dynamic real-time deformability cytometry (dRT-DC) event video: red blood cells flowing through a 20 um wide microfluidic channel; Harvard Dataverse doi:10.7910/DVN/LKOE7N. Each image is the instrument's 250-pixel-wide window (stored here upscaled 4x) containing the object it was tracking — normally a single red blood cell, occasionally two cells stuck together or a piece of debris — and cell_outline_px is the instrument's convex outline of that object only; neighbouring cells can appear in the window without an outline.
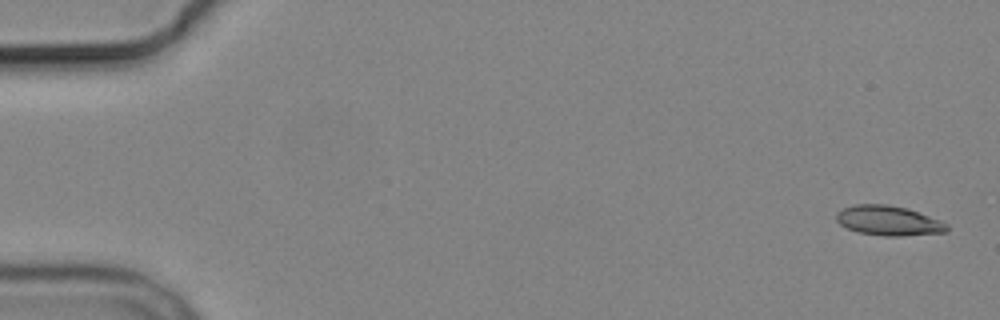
{"species": "common noctule bat (a hibernating species)", "species_latin": "Nyctalus noctula", "temperature_condition": "cold", "stored_images_in_passage": 5, "camera_frame_rate_fps": 3000, "um_per_image_px": 0.085, "animal": {"sex": "male", "body_mass_g": 19.2, "forearm_length_mm": 51.8}, "frame": {"image": 1, "passage_image": 1, "time_ms": 0.0, "image_size_px": [1000, 320], "cell_outline_px": [[948, 232], [900, 236], [884, 236], [860, 232], [848, 228], [840, 224], [836, 220], [836, 212], [844, 208], [856, 204], [888, 204], [908, 208], [940, 220], [948, 224]], "centroid_in_image_um": [75.55, 18.75], "position_along_channel_um": 9.5, "area_um2": 19.19}}
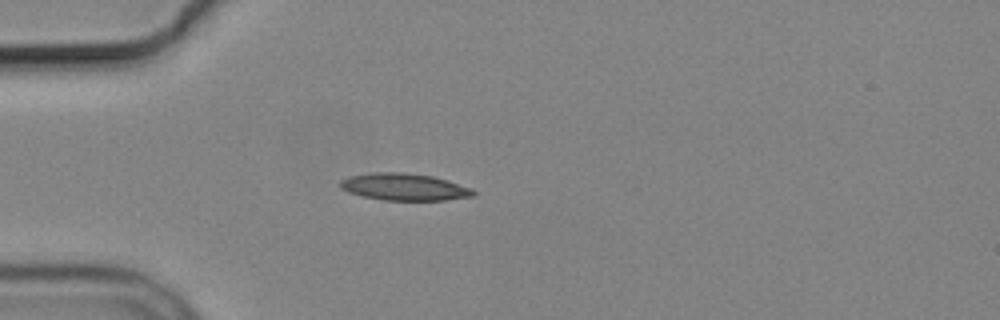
{"frame": {"image": 2, "passage_image": 5, "time_ms": 4.667, "image_size_px": [1000, 320], "cell_outline_px": [[476, 196], [444, 200], [384, 200], [364, 196], [348, 192], [340, 188], [340, 180], [352, 176], [372, 172], [404, 172], [432, 176], [472, 188], [476, 192]], "centroid_in_image_um": [34.38, 15.89], "position_along_channel_um": 50.6, "area_um2": 20.87}}